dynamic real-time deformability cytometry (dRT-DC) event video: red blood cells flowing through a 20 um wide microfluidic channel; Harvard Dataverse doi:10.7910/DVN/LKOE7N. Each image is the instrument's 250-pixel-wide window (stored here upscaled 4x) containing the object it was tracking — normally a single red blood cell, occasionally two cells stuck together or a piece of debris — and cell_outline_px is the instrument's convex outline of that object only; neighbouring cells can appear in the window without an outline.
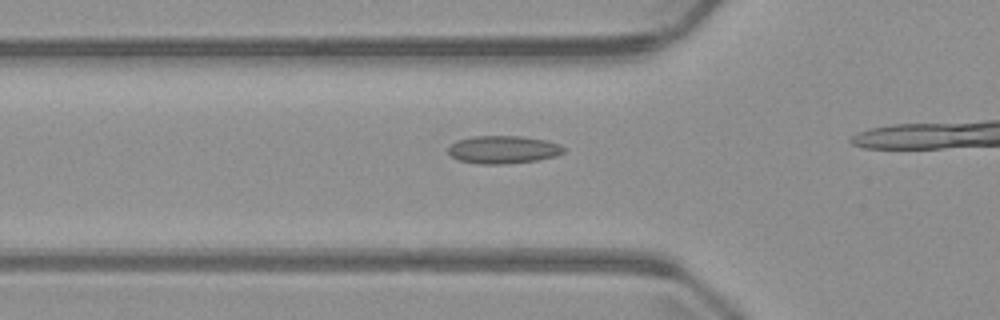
{"species": "common noctule bat (a hibernating species)", "species_latin": "Nyctalus noctula", "temperature_condition": "warm", "stored_images_in_passage": 4, "camera_frame_rate_fps": 3000, "um_per_image_px": 0.085, "animal": {"sex": "male", "body_mass_g": 23.1, "forearm_length_mm": 52.7}, "frame": {"image": 1, "passage_image": 3, "time_ms": 3.0, "image_size_px": [1000, 320], "cell_outline_px": [[564, 152], [556, 156], [536, 160], [508, 164], [480, 164], [460, 160], [452, 156], [448, 152], [448, 148], [452, 144], [460, 140], [472, 136], [524, 136], [544, 140], [560, 144], [564, 148]], "centroid_in_image_um": [42.79, 12.72], "position_along_channel_um": 83.0, "area_um2": 18.61}}